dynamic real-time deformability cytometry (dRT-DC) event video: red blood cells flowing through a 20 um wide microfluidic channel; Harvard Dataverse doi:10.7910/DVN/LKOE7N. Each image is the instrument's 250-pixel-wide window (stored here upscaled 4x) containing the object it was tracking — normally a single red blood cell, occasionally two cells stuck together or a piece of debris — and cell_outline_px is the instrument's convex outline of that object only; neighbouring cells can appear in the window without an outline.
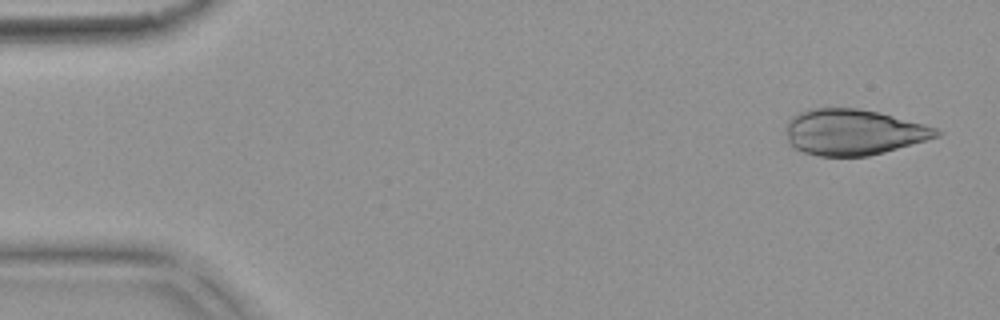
{"species": "common noctule bat (a hibernating species)", "species_latin": "Nyctalus noctula", "temperature_condition": "warm", "stored_images_in_passage": 4, "camera_frame_rate_fps": 3000, "um_per_image_px": 0.085, "animal": {"sex": "female", "body_mass_g": 18.4}, "frame": {"image": 1, "passage_image": 1, "time_ms": 0.0, "image_size_px": [1000, 320], "cell_outline_px": [[944, 132], [940, 136], [884, 152], [868, 156], [820, 156], [804, 152], [796, 148], [788, 140], [788, 124], [792, 116], [800, 112], [816, 108], [856, 108], [880, 112], [924, 124], [936, 128]], "centroid_in_image_um": [72.59, 11.23], "position_along_channel_um": 12.4, "area_um2": 39.82}}